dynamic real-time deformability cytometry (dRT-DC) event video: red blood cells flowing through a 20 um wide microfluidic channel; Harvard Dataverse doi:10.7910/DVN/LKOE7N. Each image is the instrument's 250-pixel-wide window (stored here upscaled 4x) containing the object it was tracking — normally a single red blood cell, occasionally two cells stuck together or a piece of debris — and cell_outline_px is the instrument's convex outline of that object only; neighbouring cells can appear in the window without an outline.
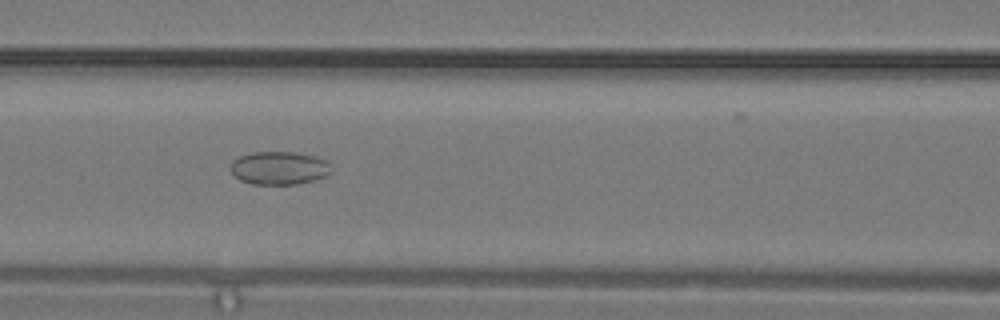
{"species": "common noctule bat (a hibernating species)", "species_latin": "Nyctalus noctula", "temperature_condition": "warm", "stored_images_in_passage": 12, "camera_frame_rate_fps": 3000, "um_per_image_px": 0.085, "animal": {"sex": "male", "body_mass_g": 19.2, "forearm_length_mm": 51.8}, "frame": {"image": 1, "passage_image": 4, "time_ms": 1.0, "image_size_px": [1000, 320], "cell_outline_px": [[332, 172], [328, 176], [296, 184], [252, 184], [240, 180], [228, 168], [228, 164], [232, 160], [240, 156], [252, 152], [296, 152], [316, 156], [324, 160], [328, 164]], "centroid_in_image_um": [23.69, 14.27], "position_along_channel_um": 142.9, "area_um2": 19.59}}
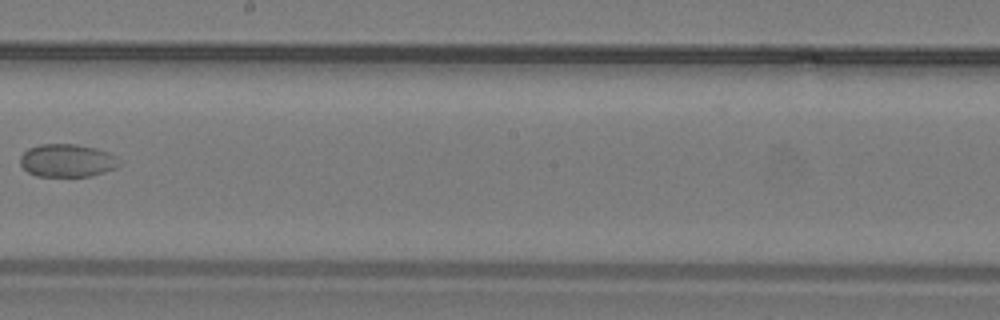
{"frame": {"image": 2, "passage_image": 8, "time_ms": 2.333, "image_size_px": [1000, 320], "cell_outline_px": [[120, 164], [116, 168], [104, 172], [88, 176], [36, 176], [28, 172], [20, 164], [20, 156], [28, 148], [40, 144], [76, 144], [96, 148], [108, 152], [116, 156], [120, 160]], "centroid_in_image_um": [5.71, 13.64], "position_along_channel_um": 242.5, "area_um2": 19.07}}
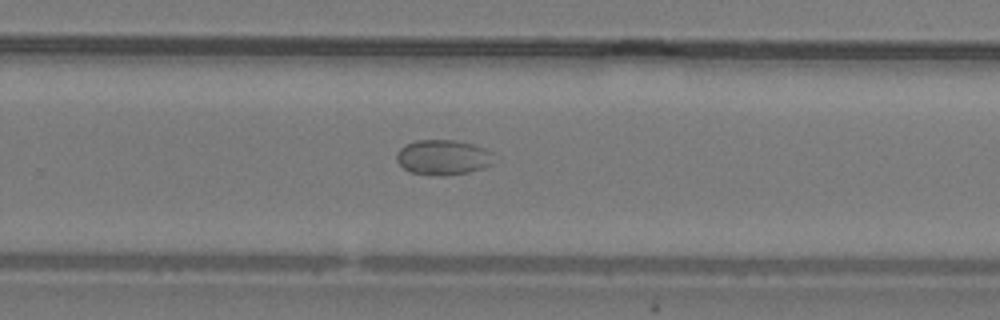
{"frame": {"image": 3, "passage_image": 10, "time_ms": 3.0, "image_size_px": [1000, 320], "cell_outline_px": [[492, 164], [468, 172], [444, 176], [440, 176], [412, 172], [404, 168], [396, 160], [396, 152], [404, 144], [416, 140], [456, 140], [472, 144], [484, 148], [492, 152]], "centroid_in_image_um": [37.62, 13.36], "position_along_channel_um": 292.2, "area_um2": 19.83}}